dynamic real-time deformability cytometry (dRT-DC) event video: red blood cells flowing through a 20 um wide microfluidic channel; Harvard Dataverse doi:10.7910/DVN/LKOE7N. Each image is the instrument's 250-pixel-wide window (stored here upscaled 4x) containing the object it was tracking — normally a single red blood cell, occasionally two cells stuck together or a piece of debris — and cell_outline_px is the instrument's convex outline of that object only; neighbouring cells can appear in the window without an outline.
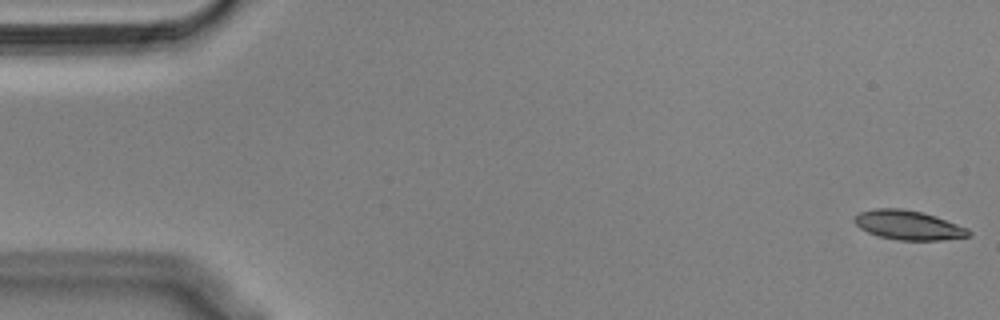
{"species": "Egyptian fruit bat (a non-hibernating species)", "species_latin": "Rousettus aegyptiacus", "temperature_condition": "cold", "stored_images_in_passage": 55, "camera_frame_rate_fps": 3000, "um_per_image_px": 0.085, "animal": {"sex": "male"}, "frame": {"image": 1, "passage_image": 1, "time_ms": 0.0, "image_size_px": [1000, 320], "cell_outline_px": [[972, 236], [940, 240], [900, 240], [880, 236], [868, 232], [860, 228], [852, 220], [852, 216], [860, 212], [876, 208], [900, 208], [920, 212], [936, 216], [968, 228], [972, 232]], "centroid_in_image_um": [77.21, 19.13], "position_along_channel_um": 7.8, "area_um2": 19.54}}
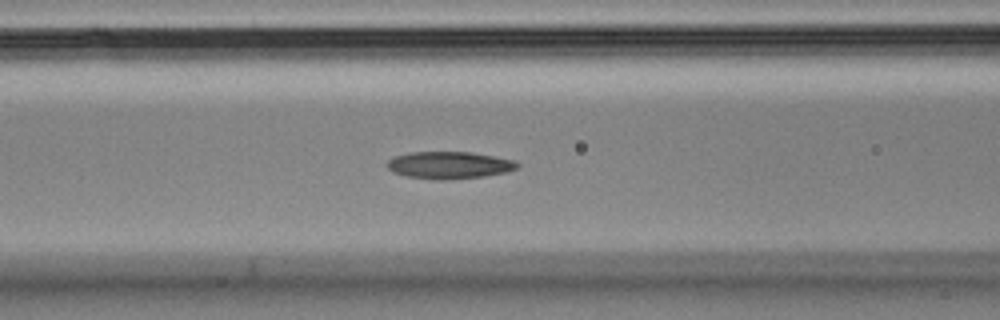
{"frame": {"image": 2, "passage_image": 22, "time_ms": 7.0, "image_size_px": [1000, 320], "cell_outline_px": [[520, 164], [516, 168], [508, 172], [484, 176], [444, 180], [436, 180], [408, 176], [392, 172], [388, 168], [388, 160], [396, 156], [412, 152], [472, 152], [516, 160]], "centroid_in_image_um": [38.23, 14.03], "position_along_channel_um": 128.4, "area_um2": 20.58}}
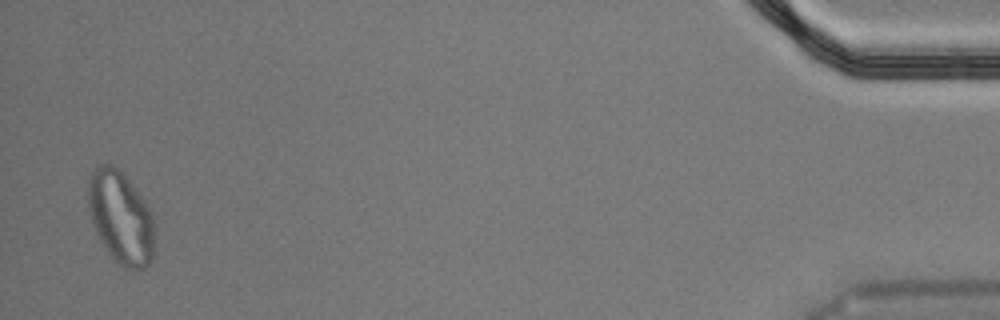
{"frame": {"image": 3, "passage_image": 54, "time_ms": 17.667, "image_size_px": [1000, 320], "cell_outline_px": [[152, 260], [144, 268], [124, 268], [108, 252], [100, 240], [92, 224], [88, 208], [88, 176], [100, 164], [112, 164], [128, 180], [140, 196], [148, 208], [152, 216]], "centroid_in_image_um": [10.21, 18.47], "position_along_channel_um": 425.0, "area_um2": 34.97}, "authors_computed_cell_mechanics": {"area_um2": 20.4612, "velocity_mm_per_s": 3.5967, "shape_relaxation_time_tau1_ms": null, "shape_relaxation_time_tau2_ms": 9.4388, "deformation_change_tau1": null, "deformation_change_tau2": 0.1712}}